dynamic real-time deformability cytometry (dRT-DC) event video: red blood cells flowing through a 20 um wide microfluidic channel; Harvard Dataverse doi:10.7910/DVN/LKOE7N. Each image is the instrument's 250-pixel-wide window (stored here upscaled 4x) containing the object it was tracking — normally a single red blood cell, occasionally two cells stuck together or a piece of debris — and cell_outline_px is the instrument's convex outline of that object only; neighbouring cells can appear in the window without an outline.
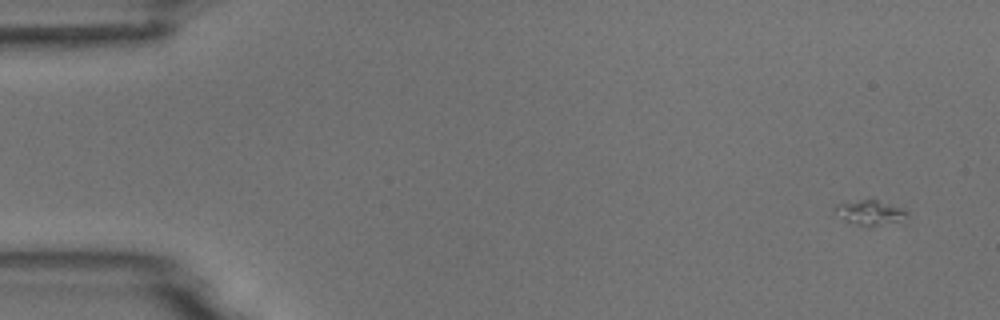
{"species": "common noctule bat (a hibernating species)", "species_latin": "Nyctalus noctula", "temperature_condition": "room temperature", "stored_images_in_passage": 6, "camera_frame_rate_fps": 3000, "um_per_image_px": 0.085, "animal": {"sex": "male", "body_mass_g": 18.8}, "frame": {"image": 1, "passage_image": 1, "time_ms": 0.0, "image_size_px": [1000, 320], "cell_outline_px": [[908, 216], [904, 224], [872, 228], [864, 228], [832, 212], [832, 208], [836, 204], [868, 196], [904, 208], [908, 212]], "centroid_in_image_um": [74.05, 18.08], "position_along_channel_um": 10.9, "area_um2": 11.85}}